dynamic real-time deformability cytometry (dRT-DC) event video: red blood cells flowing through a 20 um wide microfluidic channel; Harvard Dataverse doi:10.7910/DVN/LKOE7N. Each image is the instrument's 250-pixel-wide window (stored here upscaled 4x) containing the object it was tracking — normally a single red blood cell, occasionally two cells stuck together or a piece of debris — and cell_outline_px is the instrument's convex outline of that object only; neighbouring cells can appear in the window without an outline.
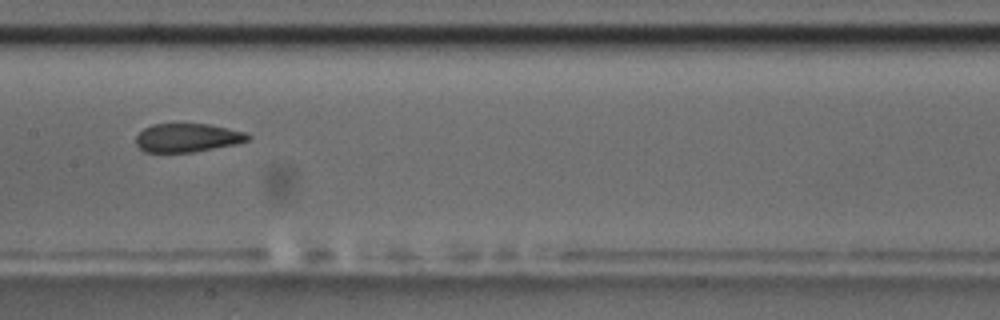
{"species": "common noctule bat (a hibernating species)", "species_latin": "Nyctalus noctula", "temperature_condition": "room temperature", "stored_images_in_passage": 15, "camera_frame_rate_fps": 3000, "um_per_image_px": 0.085, "animal": {"sex": "male", "body_mass_g": 17.5, "forearm_length_mm": 52.3}, "frame": {"image": 1, "passage_image": 7, "time_ms": 7.0, "image_size_px": [1000, 320], "cell_outline_px": [[252, 136], [248, 140], [236, 144], [192, 152], [144, 152], [136, 144], [136, 136], [144, 128], [152, 124], [208, 124], [228, 128], [244, 132]], "centroid_in_image_um": [15.92, 11.71], "position_along_channel_um": 191.5, "area_um2": 18.55}, "authors_computed_cell_mechanics": {"area_um2": 20.1144, "velocity_mm_per_s": 3.5266, "shape_relaxation_time_tau1_ms": 7.1705, "shape_relaxation_time_tau2_ms": 1.2477, "deformation_change_tau1": 0.1469, "deformation_change_tau2": 0.0442}}